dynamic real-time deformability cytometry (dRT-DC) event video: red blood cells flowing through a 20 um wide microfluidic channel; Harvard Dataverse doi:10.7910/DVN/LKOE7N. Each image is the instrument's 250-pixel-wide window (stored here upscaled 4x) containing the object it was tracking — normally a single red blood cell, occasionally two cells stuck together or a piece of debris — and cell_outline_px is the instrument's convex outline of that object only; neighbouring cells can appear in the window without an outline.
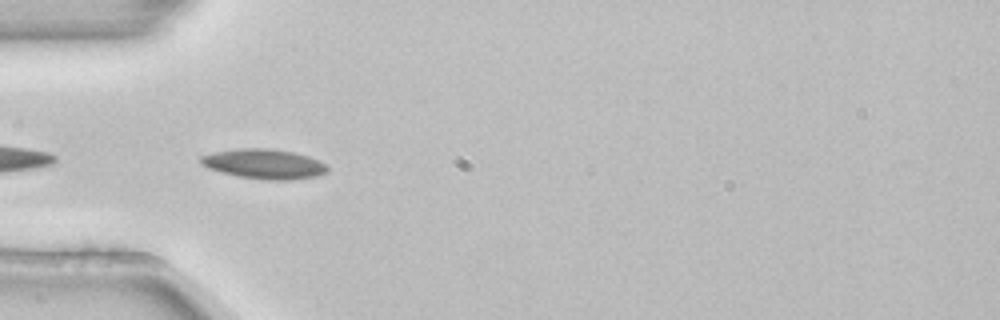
{"species": "common noctule bat (a hibernating species)", "species_latin": "Nyctalus noctula", "temperature_condition": "room temperature", "stored_images_in_passage": 4, "camera_frame_rate_fps": 3000, "um_per_image_px": 0.085, "animal": {"sex": "female", "body_mass_g": 22.7, "forearm_length_mm": 54.2}, "frame": {"image": 1, "passage_image": 3, "time_ms": 0.667, "image_size_px": [1000, 320], "cell_outline_px": [[328, 172], [316, 176], [288, 180], [268, 180], [240, 176], [208, 168], [200, 160], [200, 156], [212, 152], [236, 148], [268, 148], [292, 152], [308, 156], [320, 160], [328, 164]], "centroid_in_image_um": [22.49, 13.92], "position_along_channel_um": 62.5, "area_um2": 21.91}}